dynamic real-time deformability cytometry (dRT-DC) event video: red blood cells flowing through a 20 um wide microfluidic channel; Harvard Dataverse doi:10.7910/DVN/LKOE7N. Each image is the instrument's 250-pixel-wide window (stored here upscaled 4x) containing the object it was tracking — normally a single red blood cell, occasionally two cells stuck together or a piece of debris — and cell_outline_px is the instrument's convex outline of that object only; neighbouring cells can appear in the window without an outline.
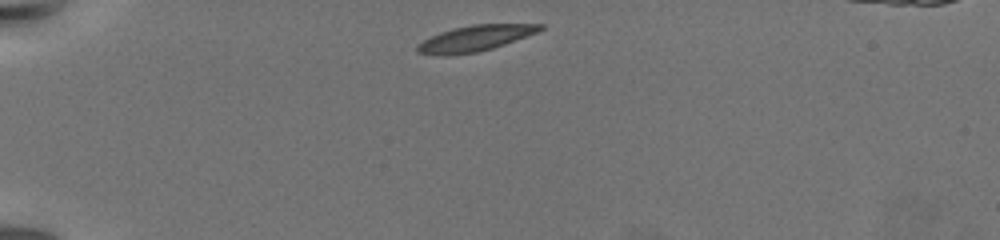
{"species": "common noctule bat (a hibernating species)", "species_latin": "Nyctalus noctula", "temperature_condition": "warm", "stored_images_in_passage": 5, "camera_frame_rate_fps": 3000, "um_per_image_px": 0.085, "animal": {"sex": "female", "body_mass_g": 19.5, "forearm_length_mm": 54.1}, "frame": {"image": 1, "passage_image": 1, "time_ms": 0.0, "image_size_px": [1000, 240], "cell_outline_px": [[544, 28], [540, 32], [492, 48], [476, 52], [444, 56], [416, 52], [416, 44], [440, 32], [452, 28], [472, 24], [544, 24]], "centroid_in_image_um": [40.39, 3.25], "position_along_channel_um": 44.6, "area_um2": 18.5}}
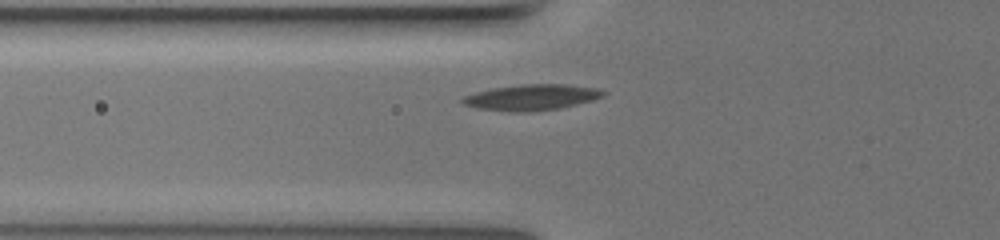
{"frame": {"image": 2, "passage_image": 3, "time_ms": 2.667, "image_size_px": [1000, 240], "cell_outline_px": [[608, 92], [604, 96], [592, 100], [576, 104], [556, 108], [524, 112], [512, 112], [480, 108], [464, 104], [460, 100], [464, 96], [476, 92], [492, 88], [520, 84], [564, 84], [596, 88]], "centroid_in_image_um": [45.19, 8.26], "position_along_channel_um": 80.6, "area_um2": 20.92}}
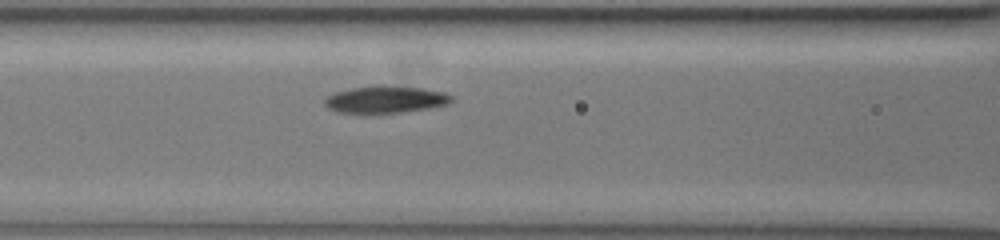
{"frame": {"image": 3, "passage_image": 5, "time_ms": 4.333, "image_size_px": [1000, 240], "cell_outline_px": [[452, 100], [448, 104], [428, 108], [400, 112], [340, 112], [328, 108], [324, 104], [324, 96], [336, 92], [352, 88], [372, 84], [384, 84], [420, 88], [444, 92], [452, 96]], "centroid_in_image_um": [32.74, 8.42], "position_along_channel_um": 133.9, "area_um2": 20.0}}